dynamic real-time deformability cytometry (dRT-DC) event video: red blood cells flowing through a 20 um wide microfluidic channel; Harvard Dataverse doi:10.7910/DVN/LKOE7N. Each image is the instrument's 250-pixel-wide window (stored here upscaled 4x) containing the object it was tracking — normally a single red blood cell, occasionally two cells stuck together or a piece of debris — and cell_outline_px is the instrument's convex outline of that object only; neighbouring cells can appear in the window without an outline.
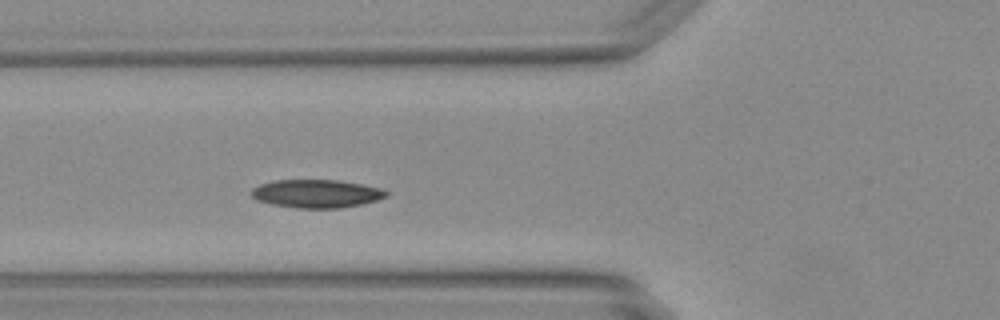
{"species": "Egyptian fruit bat (a non-hibernating species)", "species_latin": "Rousettus aegyptiacus", "temperature_condition": "warm", "stored_images_in_passage": 36, "camera_frame_rate_fps": 3000, "um_per_image_px": 0.085, "animal": {"sex": "female"}, "frame": {"image": 1, "passage_image": 6, "time_ms": 1.667, "image_size_px": [1000, 320], "cell_outline_px": [[388, 196], [376, 200], [360, 204], [340, 208], [296, 208], [272, 204], [256, 200], [252, 196], [252, 188], [260, 184], [276, 180], [340, 180], [384, 188], [388, 192]], "centroid_in_image_um": [26.92, 16.45], "position_along_channel_um": 98.9, "area_um2": 22.2}}